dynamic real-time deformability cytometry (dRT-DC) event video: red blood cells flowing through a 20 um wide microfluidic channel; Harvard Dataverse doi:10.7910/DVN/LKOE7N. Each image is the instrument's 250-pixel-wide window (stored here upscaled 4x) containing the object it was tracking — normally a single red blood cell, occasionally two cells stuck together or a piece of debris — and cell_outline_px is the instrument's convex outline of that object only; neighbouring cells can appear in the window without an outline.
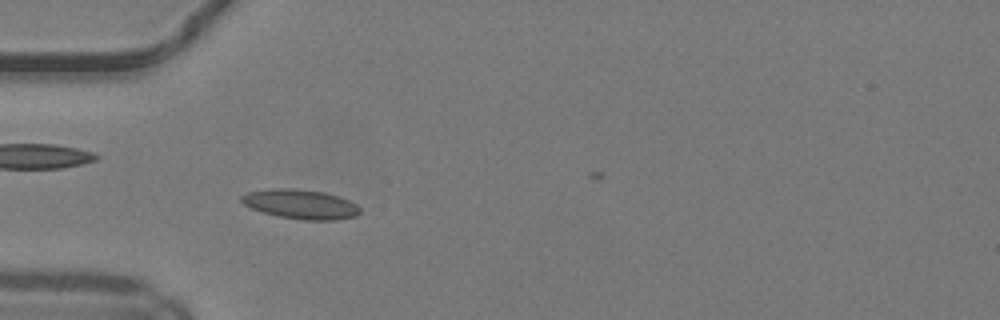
{"species": "common noctule bat (a hibernating species)", "species_latin": "Nyctalus noctula", "temperature_condition": "warm", "stored_images_in_passage": 4, "camera_frame_rate_fps": 3000, "um_per_image_px": 0.085, "animal": {"sex": "male", "body_mass_g": 19.2, "forearm_length_mm": 51.8}, "frame": {"image": 1, "passage_image": 1, "time_ms": 0.0, "image_size_px": [1000, 320], "cell_outline_px": [[360, 212], [356, 216], [336, 220], [304, 220], [276, 216], [252, 208], [244, 204], [240, 200], [240, 196], [248, 192], [268, 188], [292, 188], [324, 192], [340, 196], [356, 204], [360, 208]], "centroid_in_image_um": [25.55, 17.35], "position_along_channel_um": 59.4, "area_um2": 20.46}}